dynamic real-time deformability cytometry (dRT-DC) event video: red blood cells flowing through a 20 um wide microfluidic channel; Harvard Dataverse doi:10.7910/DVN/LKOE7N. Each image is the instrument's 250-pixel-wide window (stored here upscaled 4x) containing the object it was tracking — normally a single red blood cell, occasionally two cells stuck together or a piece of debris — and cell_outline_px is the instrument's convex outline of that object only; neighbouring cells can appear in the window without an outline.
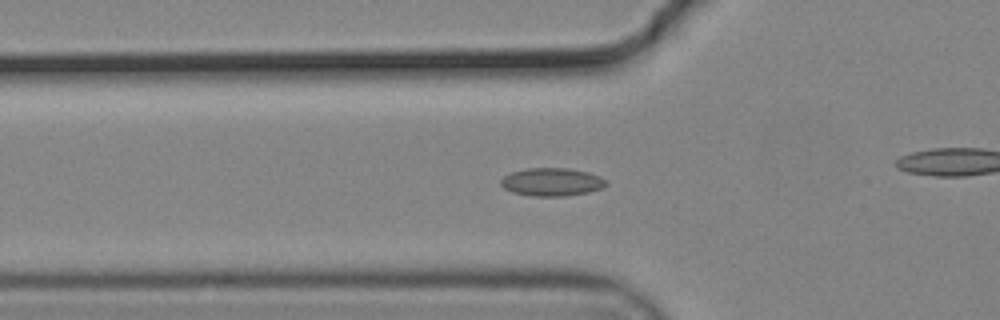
{"species": "common noctule bat (a hibernating species)", "species_latin": "Nyctalus noctula", "temperature_condition": "cold", "stored_images_in_passage": 41, "camera_frame_rate_fps": 3000, "um_per_image_px": 0.085, "animal": {"sex": "male", "body_mass_g": 19.2, "forearm_length_mm": 51.8}, "frame": {"image": 1, "passage_image": 7, "time_ms": 2.0, "image_size_px": [1000, 320], "cell_outline_px": [[608, 184], [604, 188], [588, 192], [564, 196], [532, 196], [512, 192], [504, 188], [500, 184], [500, 180], [504, 176], [512, 172], [528, 168], [568, 168], [588, 172], [600, 176]], "centroid_in_image_um": [46.91, 15.47], "position_along_channel_um": 78.9, "area_um2": 17.22}}
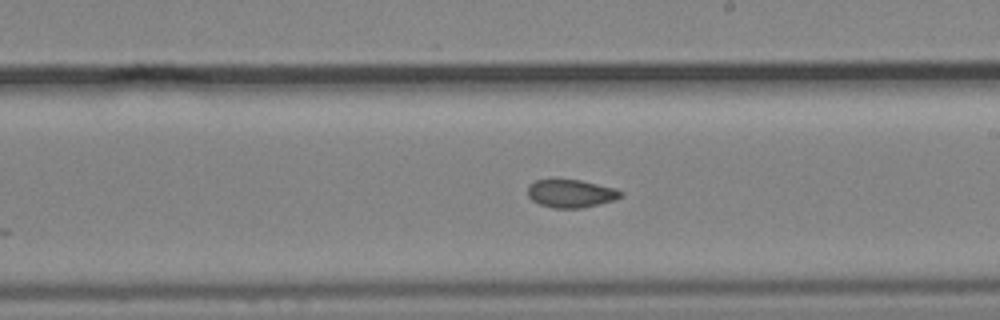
{"frame": {"image": 2, "passage_image": 20, "time_ms": 6.333, "image_size_px": [1000, 320], "cell_outline_px": [[624, 196], [600, 204], [580, 208], [552, 208], [540, 204], [532, 200], [528, 196], [528, 184], [536, 180], [580, 180], [616, 188], [624, 192]], "centroid_in_image_um": [48.54, 16.45], "position_along_channel_um": 240.5, "area_um2": 15.2}}
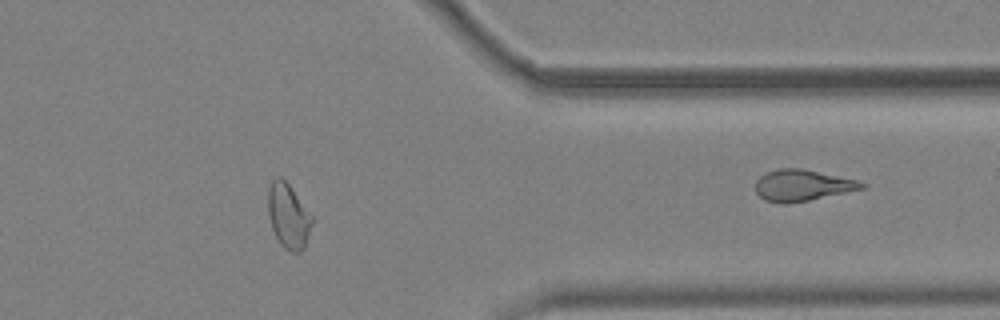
{"frame": {"image": 3, "passage_image": 33, "time_ms": 10.667, "image_size_px": [1000, 320], "cell_outline_px": [[312, 224], [304, 248], [300, 252], [292, 252], [284, 248], [280, 244], [272, 228], [268, 216], [268, 188], [272, 180], [276, 176], [280, 176], [288, 184], [312, 216]], "centroid_in_image_um": [24.49, 18.36], "position_along_channel_um": 386.9, "area_um2": 16.42}, "authors_computed_cell_mechanics": {"area_um2": 16.2418, "velocity_mm_per_s": 3.7115, "shape_relaxation_time_tau1_ms": null, "shape_relaxation_time_tau2_ms": 2.8276, "deformation_change_tau1": null, "deformation_change_tau2": 0.0725}}